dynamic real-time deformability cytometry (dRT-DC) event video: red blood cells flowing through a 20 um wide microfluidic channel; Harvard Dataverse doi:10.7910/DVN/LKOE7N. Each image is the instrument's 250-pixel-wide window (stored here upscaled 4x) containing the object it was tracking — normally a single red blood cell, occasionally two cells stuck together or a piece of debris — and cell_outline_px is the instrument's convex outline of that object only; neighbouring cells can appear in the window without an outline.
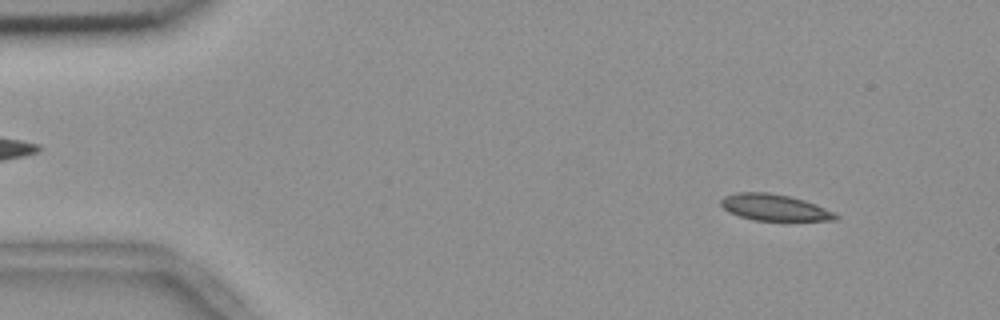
{"species": "common noctule bat (a hibernating species)", "species_latin": "Nyctalus noctula", "temperature_condition": "room temperature", "stored_images_in_passage": 55, "segment_of_instrument_passage": [1, 2], "camera_frame_rate_fps": 3000, "um_per_image_px": 0.085, "animal": {"sex": "female", "body_mass_g": 18.4}, "frame": {"image": 1, "passage_image": 5, "time_ms": 1.333, "image_size_px": [1000, 320], "cell_outline_px": [[840, 216], [836, 220], [756, 220], [740, 216], [728, 212], [720, 204], [720, 200], [724, 196], [740, 192], [768, 192], [788, 196], [804, 200], [816, 204]], "centroid_in_image_um": [65.8, 17.63], "position_along_channel_um": 19.2, "area_um2": 17.4}}
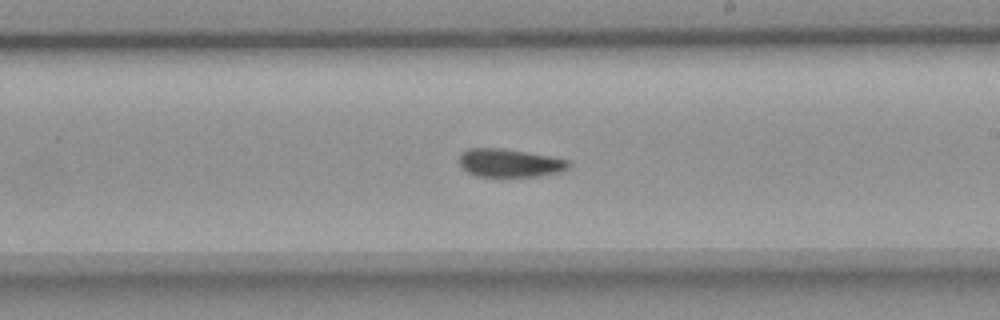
{"frame": {"image": 2, "passage_image": 31, "time_ms": 10.0, "image_size_px": [1000, 320], "cell_outline_px": [[572, 164], [568, 168], [560, 172], [536, 176], [476, 176], [468, 172], [460, 164], [460, 156], [468, 148], [500, 148], [548, 156], [568, 160]], "centroid_in_image_um": [43.34, 13.85], "position_along_channel_um": 245.7, "area_um2": 17.63}}
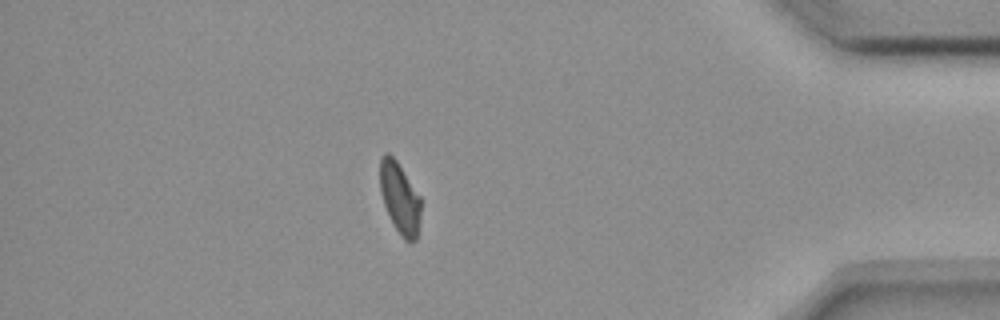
{"frame": {"image": 3, "passage_image": 47, "time_ms": 15.333, "image_size_px": [1000, 320], "cell_outline_px": [[420, 216], [416, 240], [404, 240], [400, 236], [384, 204], [380, 192], [380, 156], [384, 152], [388, 152], [396, 160], [420, 196]], "centroid_in_image_um": [33.96, 16.79], "position_along_channel_um": 401.2, "area_um2": 16.7}}